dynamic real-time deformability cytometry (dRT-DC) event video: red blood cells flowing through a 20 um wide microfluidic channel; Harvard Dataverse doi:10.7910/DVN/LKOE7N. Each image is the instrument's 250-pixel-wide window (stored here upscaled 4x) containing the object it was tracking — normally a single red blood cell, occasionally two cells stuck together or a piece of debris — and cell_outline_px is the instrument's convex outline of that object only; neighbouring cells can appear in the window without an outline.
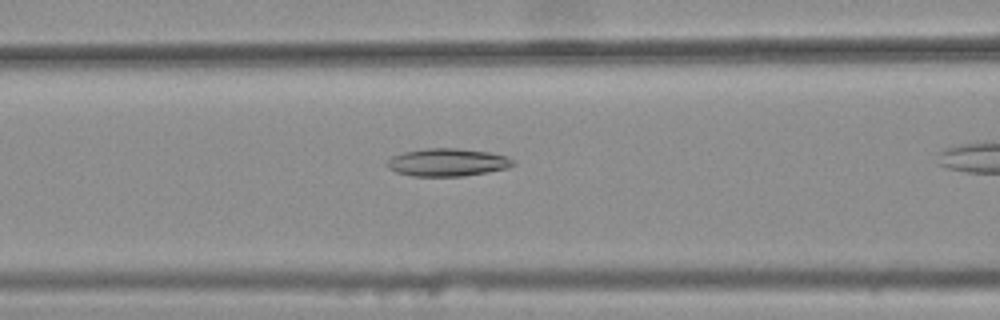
{"species": "common noctule bat (a hibernating species)", "species_latin": "Nyctalus noctula", "temperature_condition": "warm", "stored_images_in_passage": 31, "camera_frame_rate_fps": 3000, "um_per_image_px": 0.085, "animal": {"sex": "female", "body_mass_g": 25.1}, "frame": {"image": 1, "passage_image": 11, "time_ms": 3.333, "image_size_px": [1000, 320], "cell_outline_px": [[516, 164], [508, 168], [488, 172], [464, 176], [412, 176], [396, 172], [388, 168], [384, 164], [392, 156], [404, 152], [424, 148], [456, 148], [488, 152], [504, 156], [512, 160]], "centroid_in_image_um": [37.99, 13.8], "position_along_channel_um": 128.6, "area_um2": 20.4}}
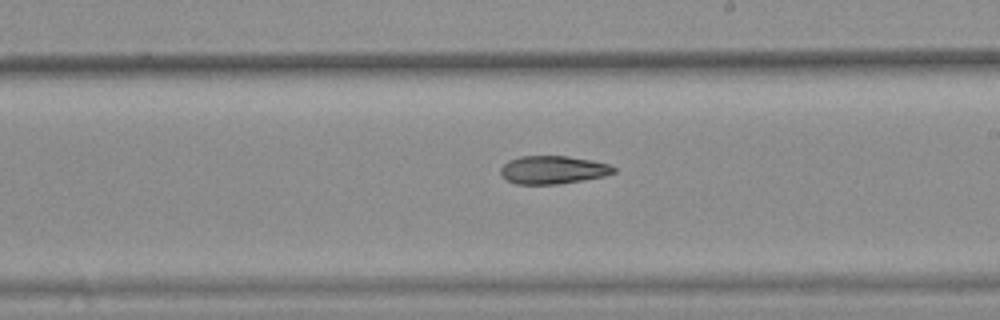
{"frame": {"image": 2, "passage_image": 20, "time_ms": 6.333, "image_size_px": [1000, 320], "cell_outline_px": [[616, 172], [604, 176], [556, 184], [516, 184], [508, 180], [500, 172], [500, 168], [508, 160], [520, 156], [568, 156], [592, 160], [608, 164], [616, 168]], "centroid_in_image_um": [47.0, 14.42], "position_along_channel_um": 242.0, "area_um2": 18.38}}
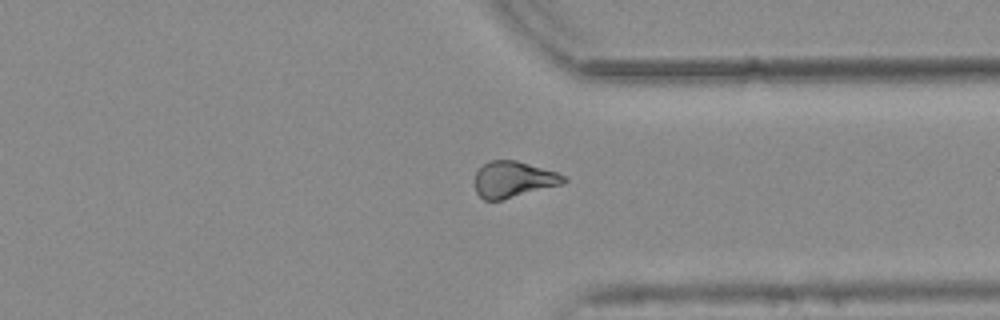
{"frame": {"image": 3, "passage_image": 30, "time_ms": 9.667, "image_size_px": [1000, 320], "cell_outline_px": [[568, 180], [564, 184], [500, 200], [484, 200], [476, 192], [476, 172], [484, 164], [492, 160], [516, 160], [556, 172], [564, 176]], "centroid_in_image_um": [43.66, 15.25], "position_along_channel_um": 367.7, "area_um2": 18.5}}